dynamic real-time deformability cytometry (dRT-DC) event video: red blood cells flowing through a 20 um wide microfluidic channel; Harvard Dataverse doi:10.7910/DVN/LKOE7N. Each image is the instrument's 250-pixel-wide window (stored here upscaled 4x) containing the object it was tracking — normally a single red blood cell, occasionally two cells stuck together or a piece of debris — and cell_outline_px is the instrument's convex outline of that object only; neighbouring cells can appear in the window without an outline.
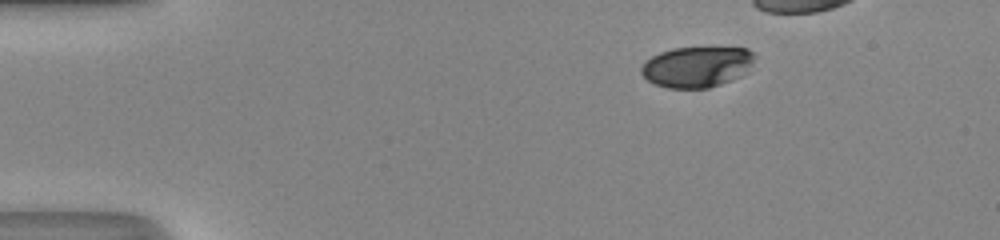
{"species": "human", "species_latin": "Homo sapiens", "temperature_condition": "room temperature", "stored_images_in_passage": 33, "camera_frame_rate_fps": 3000, "um_per_image_px": 0.085, "donor": {"sex": "male"}, "frame": {"image": 1, "passage_image": 1, "time_ms": 0.0, "image_size_px": [1000, 240], "cell_outline_px": [[756, 56], [740, 76], [732, 80], [708, 88], [668, 88], [656, 84], [648, 80], [640, 72], [640, 68], [652, 56], [660, 52], [672, 48], [748, 48]], "centroid_in_image_um": [59.21, 5.68], "position_along_channel_um": 25.8, "area_um2": 26.53}}
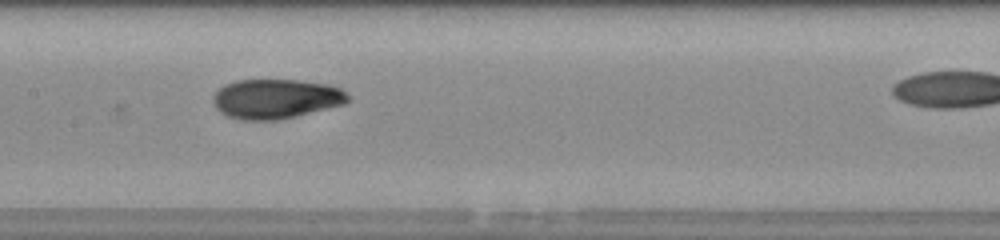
{"frame": {"image": 2, "passage_image": 18, "time_ms": 5.667, "image_size_px": [1000, 240], "cell_outline_px": [[352, 100], [344, 104], [276, 120], [244, 120], [228, 116], [220, 112], [216, 108], [212, 100], [212, 96], [224, 84], [236, 80], [300, 80], [328, 84], [340, 88], [352, 96]], "centroid_in_image_um": [23.46, 8.38], "position_along_channel_um": 183.9, "area_um2": 31.15}}
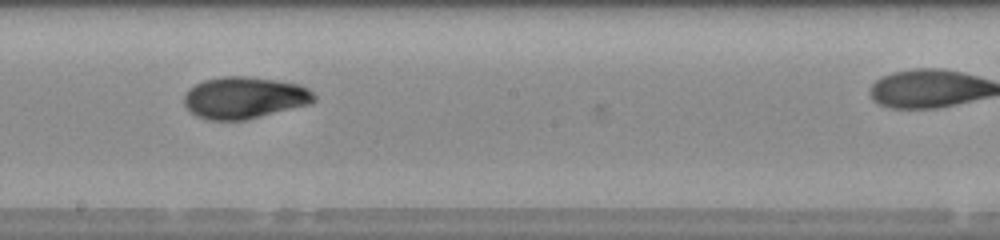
{"frame": {"image": 3, "passage_image": 21, "time_ms": 6.667, "image_size_px": [1000, 240], "cell_outline_px": [[316, 100], [312, 104], [244, 120], [208, 120], [196, 116], [184, 104], [184, 96], [188, 88], [204, 80], [224, 76], [244, 76], [276, 80], [300, 84], [308, 88], [316, 96]], "centroid_in_image_um": [20.79, 8.3], "position_along_channel_um": 227.4, "area_um2": 31.79}}